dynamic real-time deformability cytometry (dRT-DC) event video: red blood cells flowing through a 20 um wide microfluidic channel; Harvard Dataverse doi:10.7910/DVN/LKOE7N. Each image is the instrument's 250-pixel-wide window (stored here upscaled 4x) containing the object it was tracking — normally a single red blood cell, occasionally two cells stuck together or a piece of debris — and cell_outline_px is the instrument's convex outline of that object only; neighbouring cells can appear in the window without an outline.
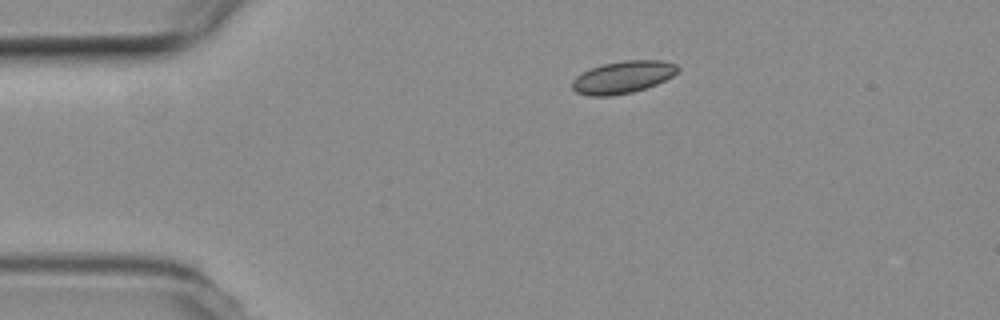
{"species": "common noctule bat (a hibernating species)", "species_latin": "Nyctalus noctula", "temperature_condition": "room temperature", "stored_images_in_passage": 6, "camera_frame_rate_fps": 3000, "um_per_image_px": 0.085, "animal": {"sex": "female", "body_mass_g": 19.3, "forearm_length_mm": 54.1}, "frame": {"image": 1, "passage_image": 1, "time_ms": 0.0, "image_size_px": [1000, 320], "cell_outline_px": [[680, 68], [672, 76], [656, 84], [632, 92], [612, 96], [588, 96], [576, 92], [572, 88], [572, 80], [576, 76], [592, 68], [604, 64], [624, 60], [660, 60], [676, 64]], "centroid_in_image_um": [52.93, 6.56], "position_along_channel_um": 32.1, "area_um2": 19.71}}
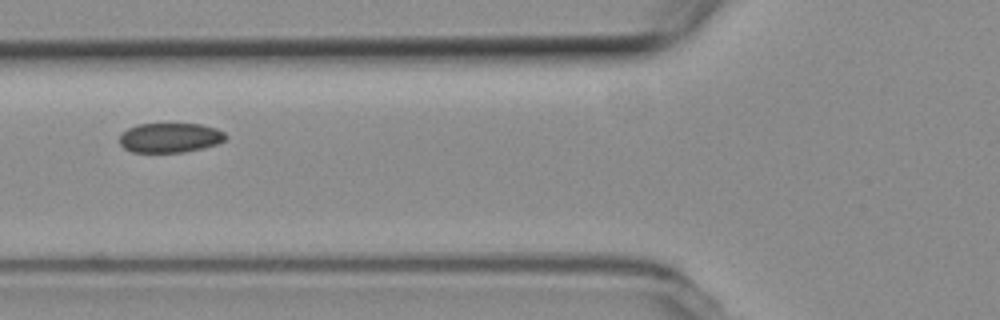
{"frame": {"image": 2, "passage_image": 4, "time_ms": 1.0, "image_size_px": [1000, 320], "cell_outline_px": [[228, 136], [224, 140], [216, 144], [204, 148], [184, 152], [132, 152], [124, 148], [120, 144], [120, 136], [128, 128], [136, 124], [200, 124], [216, 128], [224, 132]], "centroid_in_image_um": [14.46, 11.7], "position_along_channel_um": 111.3, "area_um2": 18.32}}
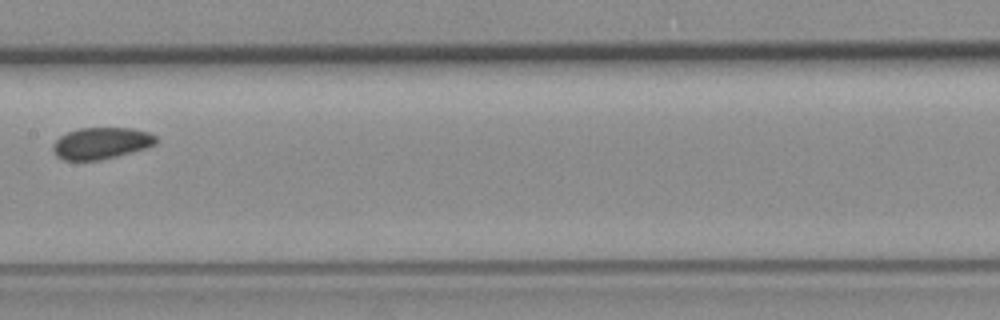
{"frame": {"image": 3, "passage_image": 6, "time_ms": 1.667, "image_size_px": [1000, 320], "cell_outline_px": [[156, 144], [132, 152], [100, 160], [64, 160], [56, 156], [52, 148], [52, 144], [60, 136], [68, 132], [80, 128], [132, 128], [148, 132], [156, 136]], "centroid_in_image_um": [8.58, 12.17], "position_along_channel_um": 198.8, "area_um2": 18.9}}